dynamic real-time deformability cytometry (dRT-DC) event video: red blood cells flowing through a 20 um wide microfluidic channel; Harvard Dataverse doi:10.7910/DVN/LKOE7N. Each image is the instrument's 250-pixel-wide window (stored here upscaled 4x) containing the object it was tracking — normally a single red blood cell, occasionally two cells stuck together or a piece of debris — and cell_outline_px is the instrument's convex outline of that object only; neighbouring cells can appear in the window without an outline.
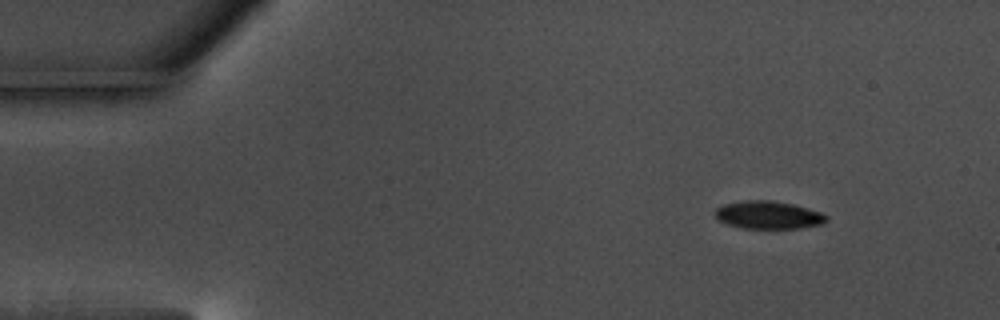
{"species": "common noctule bat (a hibernating species)", "species_latin": "Nyctalus noctula", "temperature_condition": "warm", "stored_images_in_passage": 40, "camera_frame_rate_fps": 3000, "um_per_image_px": 0.085, "animal": {"sex": "male", "body_mass_g": 17.5, "forearm_length_mm": 52.3}, "frame": {"image": 1, "passage_image": 1, "time_ms": 0.0, "image_size_px": [1000, 320], "cell_outline_px": [[828, 220], [820, 224], [800, 228], [744, 228], [728, 224], [720, 220], [716, 216], [716, 208], [724, 204], [744, 200], [772, 200], [792, 204], [820, 212], [828, 216]], "centroid_in_image_um": [65.32, 18.26], "position_along_channel_um": 19.7, "area_um2": 17.8}}
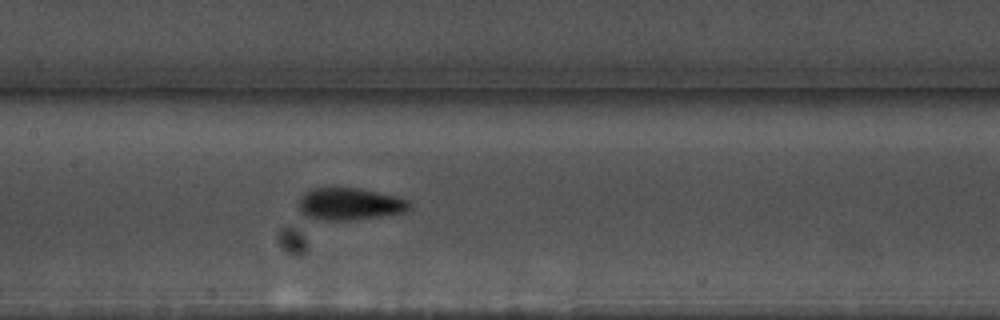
{"frame": {"image": 2, "passage_image": 22, "time_ms": 7.0, "image_size_px": [1000, 320], "cell_outline_px": [[412, 204], [404, 212], [380, 216], [352, 220], [304, 220], [300, 212], [300, 196], [304, 192], [312, 188], [360, 188], [396, 196], [408, 200]], "centroid_in_image_um": [29.65, 17.35], "position_along_channel_um": 177.7, "area_um2": 21.04}}
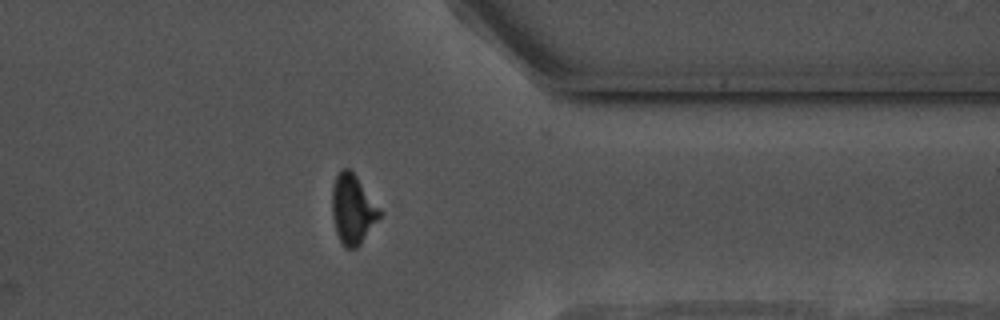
{"frame": {"image": 3, "passage_image": 40, "time_ms": 13.0, "image_size_px": [1000, 320], "cell_outline_px": [[380, 216], [360, 244], [356, 248], [344, 248], [336, 232], [332, 216], [332, 184], [340, 168], [348, 168], [356, 176], [380, 208]], "centroid_in_image_um": [29.95, 17.77], "position_along_channel_um": 381.5, "area_um2": 19.07}, "authors_computed_cell_mechanics": {"area_um2": 19.4208, "velocity_mm_per_s": 3.5514, "shape_relaxation_time_tau1_ms": 2.9316, "shape_relaxation_time_tau2_ms": 3.3928, "deformation_change_tau1": 0.1225, "deformation_change_tau2": 0.0906}}